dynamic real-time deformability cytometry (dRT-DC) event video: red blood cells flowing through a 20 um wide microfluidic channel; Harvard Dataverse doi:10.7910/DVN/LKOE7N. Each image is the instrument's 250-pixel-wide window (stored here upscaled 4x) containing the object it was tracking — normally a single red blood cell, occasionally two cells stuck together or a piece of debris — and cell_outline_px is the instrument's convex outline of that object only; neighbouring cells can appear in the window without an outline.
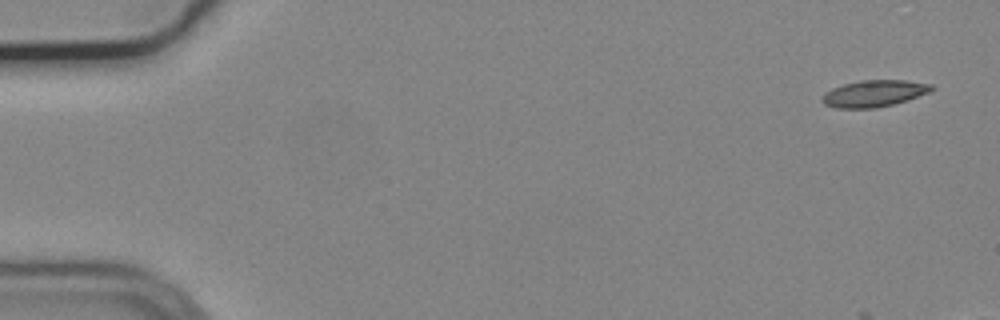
{"species": "common noctule bat (a hibernating species)", "species_latin": "Nyctalus noctula", "temperature_condition": "cold", "stored_images_in_passage": 13, "camera_frame_rate_fps": 3000, "um_per_image_px": 0.085, "animal": {"sex": "male", "body_mass_g": 19.2, "forearm_length_mm": 51.8}, "frame": {"image": 1, "passage_image": 1, "time_ms": 0.0, "image_size_px": [1000, 320], "cell_outline_px": [[936, 88], [928, 92], [908, 100], [876, 108], [836, 108], [824, 104], [820, 100], [820, 96], [824, 92], [832, 88], [844, 84], [860, 80], [908, 80], [932, 84]], "centroid_in_image_um": [74.27, 7.94], "position_along_channel_um": 10.7, "area_um2": 17.17}}